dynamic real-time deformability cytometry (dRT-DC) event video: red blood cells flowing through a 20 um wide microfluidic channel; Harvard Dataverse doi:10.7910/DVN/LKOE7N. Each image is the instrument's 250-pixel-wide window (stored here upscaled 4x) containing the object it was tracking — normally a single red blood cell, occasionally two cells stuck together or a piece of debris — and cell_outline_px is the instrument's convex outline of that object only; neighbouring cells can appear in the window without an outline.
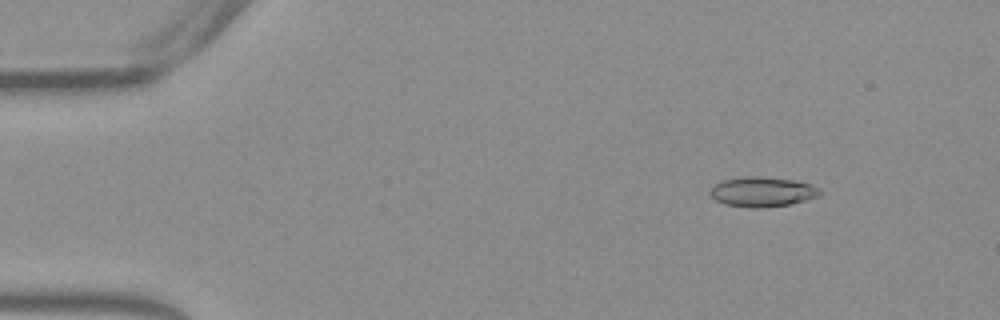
{"species": "Egyptian fruit bat (a non-hibernating species)", "species_latin": "Rousettus aegyptiacus", "temperature_condition": "warm", "stored_images_in_passage": 54, "camera_frame_rate_fps": 3000, "um_per_image_px": 0.085, "frame": {"image": 1, "passage_image": 7, "time_ms": 2.0, "image_size_px": [1000, 320], "cell_outline_px": [[824, 192], [820, 196], [788, 204], [764, 208], [748, 208], [724, 204], [716, 200], [708, 192], [720, 180], [744, 176], [760, 176], [792, 180], [808, 184]], "centroid_in_image_um": [64.75, 16.31], "position_along_channel_um": 20.2, "area_um2": 19.07}}
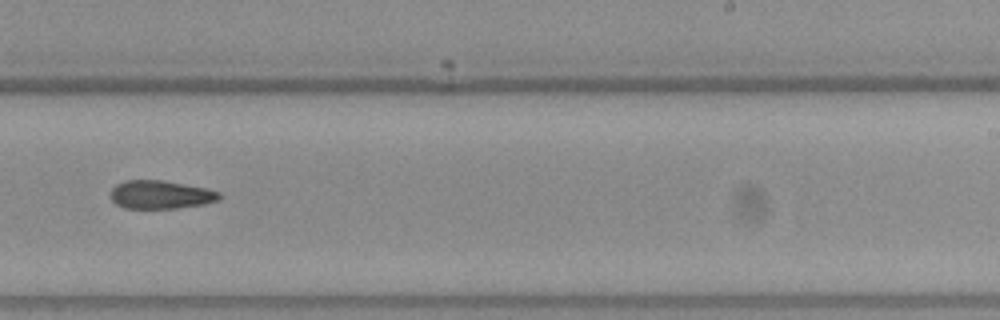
{"frame": {"image": 2, "passage_image": 34, "time_ms": 11.0, "image_size_px": [1000, 320], "cell_outline_px": [[224, 196], [220, 200], [204, 204], [176, 208], [124, 208], [116, 204], [112, 200], [112, 188], [116, 184], [124, 180], [164, 180], [208, 188], [220, 192]], "centroid_in_image_um": [13.71, 16.54], "position_along_channel_um": 275.3, "area_um2": 18.15}}
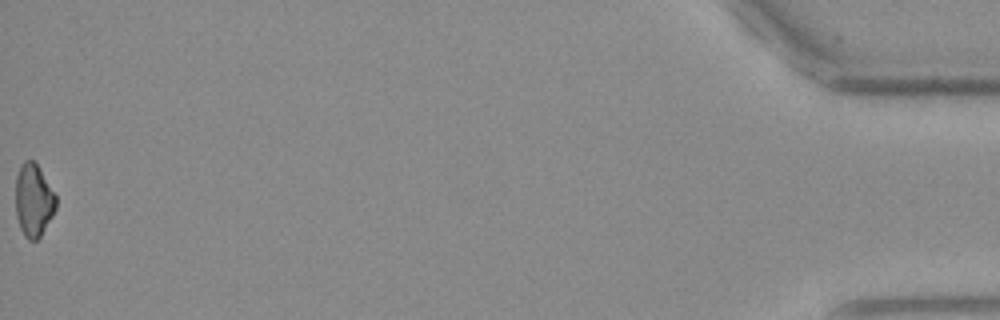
{"frame": {"image": 3, "passage_image": 54, "time_ms": 17.667, "image_size_px": [1000, 320], "cell_outline_px": [[56, 208], [52, 216], [40, 236], [36, 240], [28, 240], [24, 236], [20, 228], [16, 216], [16, 176], [20, 164], [24, 160], [32, 160], [36, 164], [56, 196]], "centroid_in_image_um": [2.83, 17.03], "position_along_channel_um": 432.4, "area_um2": 16.94}, "authors_computed_cell_mechanics": {"area_um2": 18.6116, "velocity_mm_per_s": 3.8472, "shape_relaxation_time_tau1_ms": 5.8938, "shape_relaxation_time_tau2_ms": 9.1233, "deformation_change_tau1": 0.1345, "deformation_change_tau2": 0.1819}}